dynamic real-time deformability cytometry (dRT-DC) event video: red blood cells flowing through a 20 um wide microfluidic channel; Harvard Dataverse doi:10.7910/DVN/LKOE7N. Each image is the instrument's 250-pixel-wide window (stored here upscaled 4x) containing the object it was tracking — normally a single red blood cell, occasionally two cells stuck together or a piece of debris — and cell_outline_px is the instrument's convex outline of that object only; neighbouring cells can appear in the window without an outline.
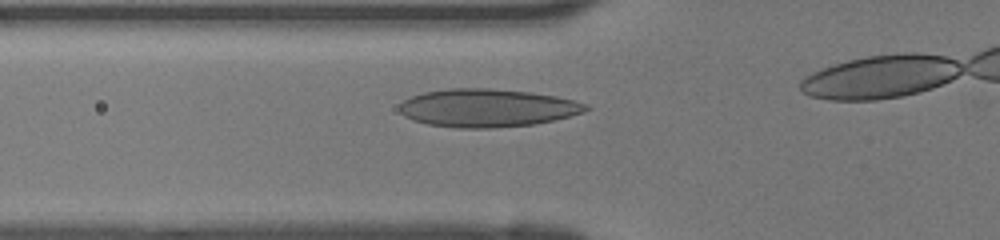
{"species": "human", "species_latin": "Homo sapiens", "temperature_condition": "room temperature", "stored_images_in_passage": 11, "camera_frame_rate_fps": 3000, "um_per_image_px": 0.085, "donor": {"sex": "female"}, "frame": {"image": 1, "passage_image": 4, "time_ms": 1.0, "image_size_px": [1000, 240], "cell_outline_px": [[592, 108], [584, 112], [536, 124], [492, 128], [456, 128], [428, 124], [412, 120], [404, 116], [400, 112], [400, 104], [404, 100], [412, 96], [424, 92], [448, 88], [488, 88], [528, 92], [556, 96], [588, 104]], "centroid_in_image_um": [41.41, 9.18], "position_along_channel_um": 84.4, "area_um2": 41.33}}
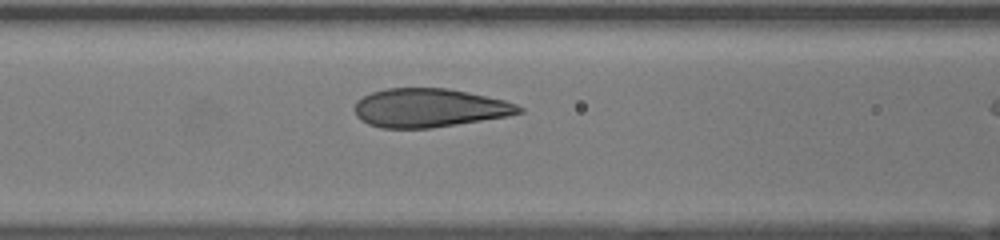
{"frame": {"image": 2, "passage_image": 7, "time_ms": 2.0, "image_size_px": [1000, 240], "cell_outline_px": [[524, 112], [508, 116], [432, 128], [380, 128], [368, 124], [360, 120], [356, 116], [356, 100], [372, 92], [384, 88], [448, 88], [468, 92], [504, 100], [516, 104], [524, 108]], "centroid_in_image_um": [36.49, 9.17], "position_along_channel_um": 130.1, "area_um2": 37.11}}
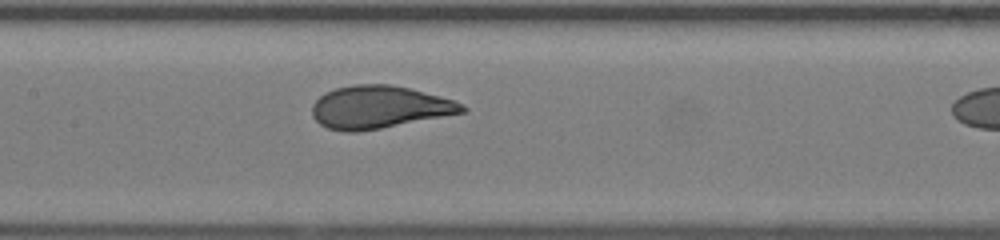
{"frame": {"image": 3, "passage_image": 10, "time_ms": 3.0, "image_size_px": [1000, 240], "cell_outline_px": [[468, 108], [464, 112], [380, 128], [356, 132], [348, 132], [328, 128], [320, 124], [312, 116], [312, 104], [324, 92], [336, 88], [356, 84], [392, 84], [408, 88], [452, 100], [464, 104]], "centroid_in_image_um": [32.19, 9.1], "position_along_channel_um": 175.2, "area_um2": 36.88}}